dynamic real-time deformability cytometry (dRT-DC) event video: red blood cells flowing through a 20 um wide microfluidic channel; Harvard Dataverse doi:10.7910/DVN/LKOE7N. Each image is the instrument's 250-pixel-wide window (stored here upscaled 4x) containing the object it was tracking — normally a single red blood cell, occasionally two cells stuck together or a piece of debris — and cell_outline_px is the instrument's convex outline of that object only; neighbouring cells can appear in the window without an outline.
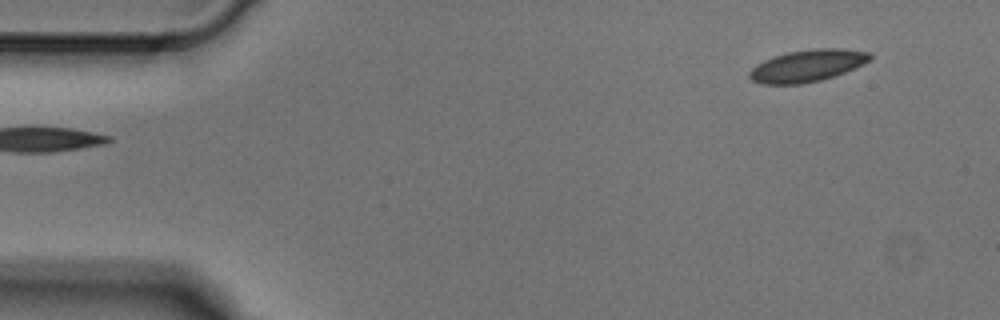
{"species": "Egyptian fruit bat (a non-hibernating species)", "species_latin": "Rousettus aegyptiacus", "temperature_condition": "cold", "stored_images_in_passage": 4, "segment_of_instrument_passage": [2, 2], "camera_frame_rate_fps": 3000, "um_per_image_px": 0.085, "animal": {"sex": "male"}, "frame": {"image": 1, "passage_image": 4, "time_ms": 1.0, "image_size_px": [1000, 320], "cell_outline_px": [[872, 56], [868, 60], [844, 72], [820, 80], [800, 84], [760, 84], [752, 80], [748, 76], [748, 72], [756, 64], [772, 56], [788, 52], [816, 48], [840, 48], [872, 52]], "centroid_in_image_um": [68.56, 5.58], "position_along_channel_um": 16.4, "area_um2": 22.31}}